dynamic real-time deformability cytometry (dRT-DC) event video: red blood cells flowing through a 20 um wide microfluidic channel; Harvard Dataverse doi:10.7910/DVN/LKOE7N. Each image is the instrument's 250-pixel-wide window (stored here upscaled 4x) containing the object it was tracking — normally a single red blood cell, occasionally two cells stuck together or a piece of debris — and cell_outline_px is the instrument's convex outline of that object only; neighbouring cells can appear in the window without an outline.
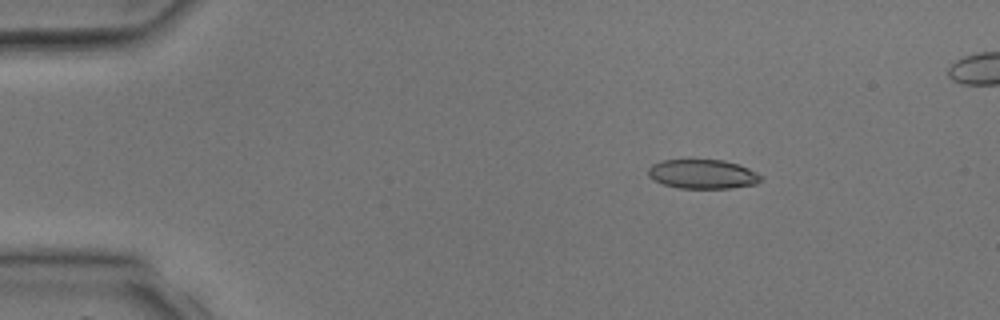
{"species": "common noctule bat (a hibernating species)", "species_latin": "Nyctalus noctula", "temperature_condition": "room temperature", "stored_images_in_passage": 5, "camera_frame_rate_fps": 3000, "um_per_image_px": 0.085, "animal": {"sex": "male", "body_mass_g": 17.9, "forearm_length_mm": 54.2}, "frame": {"image": 1, "passage_image": 1, "time_ms": 0.0, "image_size_px": [1000, 320], "cell_outline_px": [[764, 176], [756, 184], [732, 188], [680, 188], [664, 184], [648, 176], [648, 168], [652, 164], [660, 160], [724, 160], [740, 164]], "centroid_in_image_um": [59.75, 14.79], "position_along_channel_um": 25.2, "area_um2": 19.25}}